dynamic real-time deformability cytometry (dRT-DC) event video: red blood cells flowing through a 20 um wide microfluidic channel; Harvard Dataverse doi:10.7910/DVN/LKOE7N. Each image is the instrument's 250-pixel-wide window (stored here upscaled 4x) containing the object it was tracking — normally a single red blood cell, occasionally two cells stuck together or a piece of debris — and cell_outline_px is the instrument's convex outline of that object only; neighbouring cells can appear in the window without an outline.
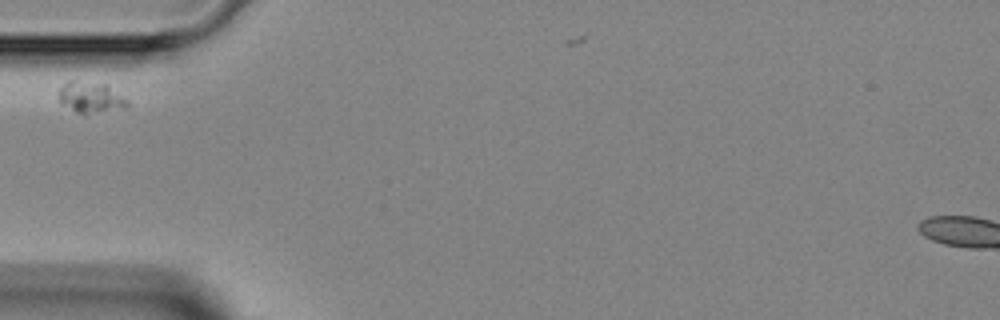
{"species": "Egyptian fruit bat (a non-hibernating species)", "species_latin": "Rousettus aegyptiacus", "temperature_condition": "room temperature", "stored_images_in_passage": 4, "segment_of_instrument_passage": [2, 2], "camera_frame_rate_fps": 3000, "um_per_image_px": 0.085, "animal": {"sex": "female"}, "frame": {"image": 1, "passage_image": 3, "time_ms": 2.333, "image_size_px": [1000, 320], "cell_outline_px": [[128, 108], [84, 116], [60, 104], [56, 96], [60, 88], [68, 80], [72, 80], [104, 84], [128, 100]], "centroid_in_image_um": [7.66, 8.33], "position_along_channel_um": 77.3, "area_um2": 12.83}}